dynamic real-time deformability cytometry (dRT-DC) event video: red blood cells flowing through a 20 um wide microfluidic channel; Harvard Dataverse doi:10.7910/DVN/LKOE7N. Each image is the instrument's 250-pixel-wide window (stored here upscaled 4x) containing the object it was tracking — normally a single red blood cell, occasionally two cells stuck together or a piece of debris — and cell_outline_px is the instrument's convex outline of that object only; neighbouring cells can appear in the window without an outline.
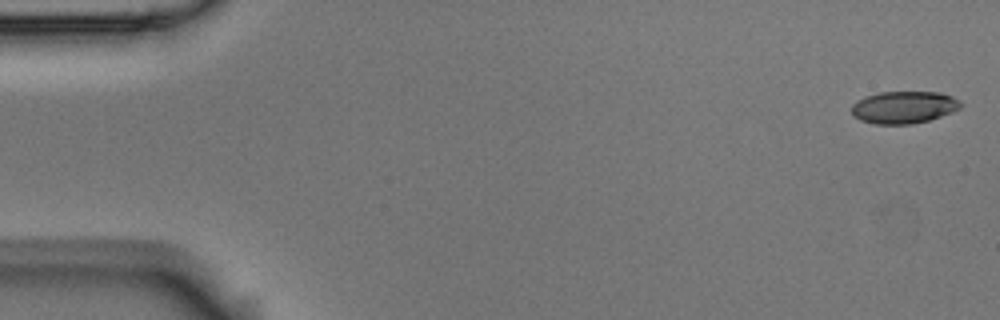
{"species": "Egyptian fruit bat (a non-hibernating species)", "species_latin": "Rousettus aegyptiacus", "temperature_condition": "room temperature", "stored_images_in_passage": 5, "camera_frame_rate_fps": 3000, "um_per_image_px": 0.085, "animal": {"sex": "male"}, "frame": {"image": 1, "passage_image": 1, "time_ms": 0.0, "image_size_px": [1000, 320], "cell_outline_px": [[960, 108], [952, 112], [928, 120], [912, 124], [876, 124], [860, 120], [852, 112], [852, 104], [856, 100], [864, 96], [880, 92], [940, 92], [952, 96], [960, 100]], "centroid_in_image_um": [76.82, 9.11], "position_along_channel_um": 8.2, "area_um2": 20.46}}
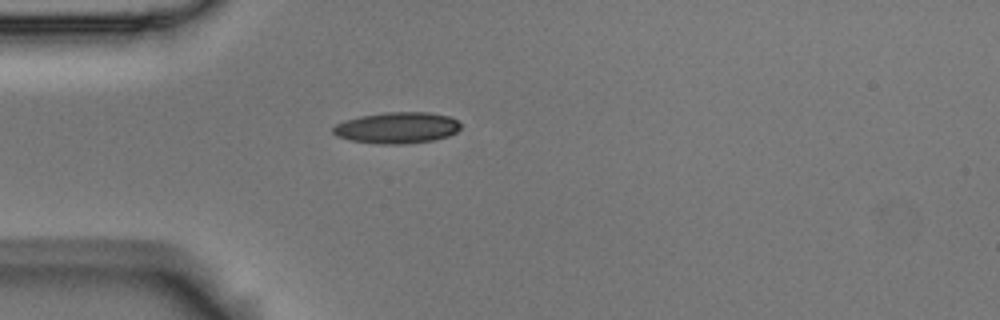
{"frame": {"image": 2, "passage_image": 5, "time_ms": 1.333, "image_size_px": [1000, 320], "cell_outline_px": [[460, 128], [456, 132], [448, 136], [432, 140], [404, 144], [376, 144], [348, 140], [336, 136], [332, 132], [332, 128], [336, 124], [344, 120], [360, 116], [384, 112], [428, 112], [448, 116], [456, 120], [460, 124]], "centroid_in_image_um": [33.7, 10.86], "position_along_channel_um": 51.3, "area_um2": 23.35}}